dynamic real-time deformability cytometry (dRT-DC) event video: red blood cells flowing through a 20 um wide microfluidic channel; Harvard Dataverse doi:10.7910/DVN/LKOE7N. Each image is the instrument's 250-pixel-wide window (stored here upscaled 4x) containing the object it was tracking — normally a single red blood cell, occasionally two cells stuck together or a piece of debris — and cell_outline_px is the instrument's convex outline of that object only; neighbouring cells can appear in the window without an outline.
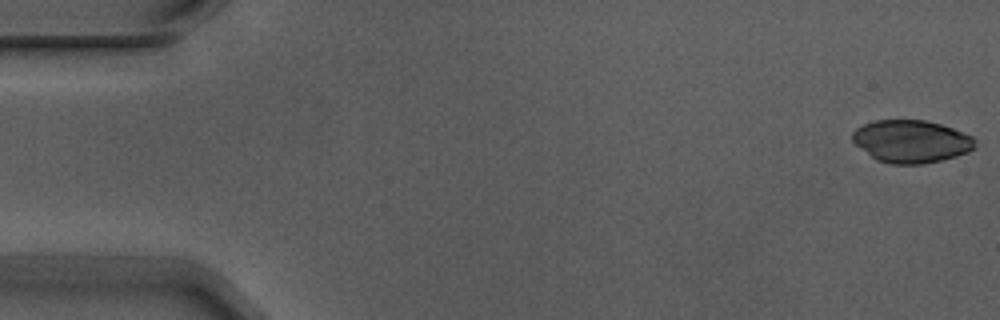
{"species": "Egyptian fruit bat (a non-hibernating species)", "species_latin": "Rousettus aegyptiacus", "temperature_condition": "warm", "stored_images_in_passage": 4, "camera_frame_rate_fps": 3000, "um_per_image_px": 0.085, "animal": {"sex": "male"}, "frame": {"image": 1, "passage_image": 1, "time_ms": 0.0, "image_size_px": [1000, 320], "cell_outline_px": [[976, 148], [968, 152], [956, 156], [924, 164], [892, 164], [876, 160], [856, 144], [852, 140], [852, 132], [856, 128], [864, 124], [876, 120], [924, 120], [940, 124], [952, 128], [972, 136], [976, 140]], "centroid_in_image_um": [77.47, 12.02], "position_along_channel_um": 7.5, "area_um2": 30.4}}
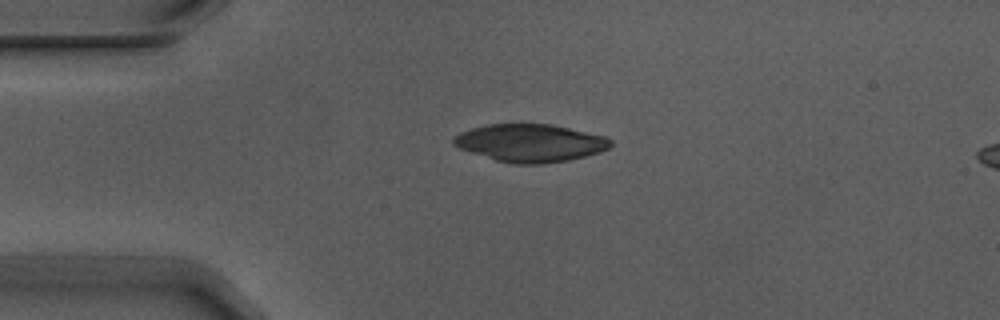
{"frame": {"image": 2, "passage_image": 4, "time_ms": 1.0, "image_size_px": [1000, 320], "cell_outline_px": [[612, 144], [608, 148], [600, 152], [568, 160], [540, 164], [512, 164], [496, 160], [460, 148], [452, 144], [452, 140], [460, 132], [472, 128], [488, 124], [552, 124], [604, 136], [612, 140]], "centroid_in_image_um": [45.07, 12.15], "position_along_channel_um": 39.9, "area_um2": 34.28}}